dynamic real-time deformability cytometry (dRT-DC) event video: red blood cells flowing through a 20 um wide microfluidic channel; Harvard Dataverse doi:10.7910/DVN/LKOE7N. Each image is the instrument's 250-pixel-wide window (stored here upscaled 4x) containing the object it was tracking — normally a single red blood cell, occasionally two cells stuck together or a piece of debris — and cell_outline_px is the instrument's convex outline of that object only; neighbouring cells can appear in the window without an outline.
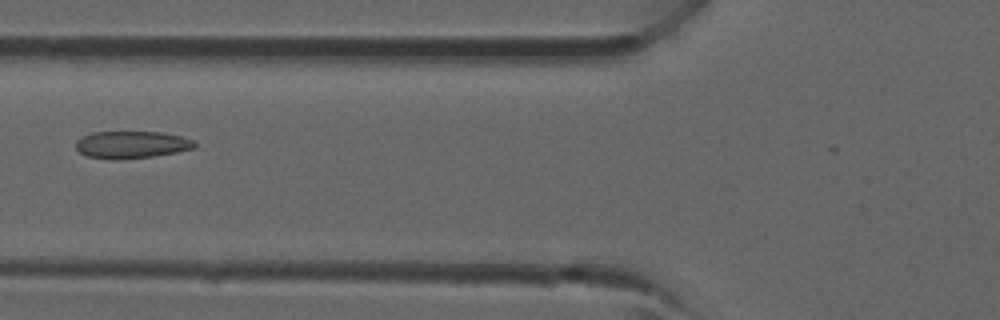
{"species": "common noctule bat (a hibernating species)", "species_latin": "Nyctalus noctula", "temperature_condition": "room temperature", "stored_images_in_passage": 33, "camera_frame_rate_fps": 3000, "um_per_image_px": 0.085, "animal": {"sex": "male", "forearm_length_mm": 52.5}, "frame": {"image": 1, "passage_image": 13, "time_ms": 4.0, "image_size_px": [1000, 320], "cell_outline_px": [[196, 148], [176, 152], [152, 156], [116, 160], [108, 160], [84, 156], [76, 148], [76, 140], [92, 132], [160, 132], [180, 136], [192, 140], [196, 144]], "centroid_in_image_um": [11.14, 12.31], "position_along_channel_um": 114.7, "area_um2": 18.9}}
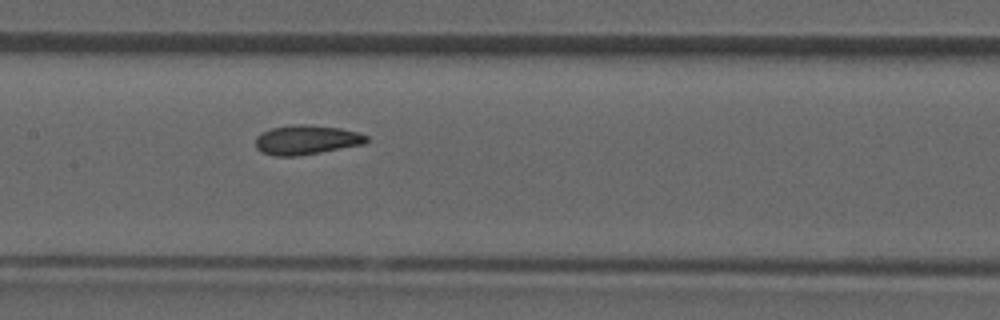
{"frame": {"image": 2, "passage_image": 17, "time_ms": 5.333, "image_size_px": [1000, 320], "cell_outline_px": [[368, 140], [364, 144], [300, 156], [276, 156], [260, 152], [256, 148], [256, 136], [260, 132], [272, 128], [300, 124], [304, 124], [340, 128], [356, 132], [368, 136]], "centroid_in_image_um": [26.02, 11.9], "position_along_channel_um": 181.4, "area_um2": 19.02}}
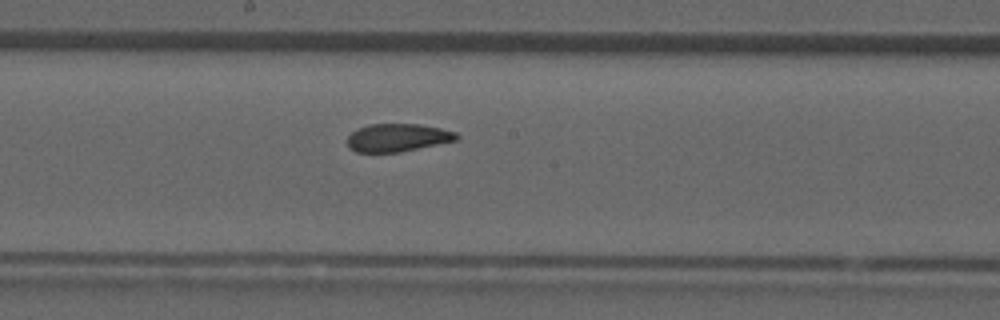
{"frame": {"image": 3, "passage_image": 19, "time_ms": 6.0, "image_size_px": [1000, 320], "cell_outline_px": [[460, 136], [456, 140], [400, 152], [356, 152], [348, 148], [348, 136], [356, 128], [368, 124], [420, 124], [440, 128], [456, 132]], "centroid_in_image_um": [33.77, 11.69], "position_along_channel_um": 214.4, "area_um2": 17.8}}